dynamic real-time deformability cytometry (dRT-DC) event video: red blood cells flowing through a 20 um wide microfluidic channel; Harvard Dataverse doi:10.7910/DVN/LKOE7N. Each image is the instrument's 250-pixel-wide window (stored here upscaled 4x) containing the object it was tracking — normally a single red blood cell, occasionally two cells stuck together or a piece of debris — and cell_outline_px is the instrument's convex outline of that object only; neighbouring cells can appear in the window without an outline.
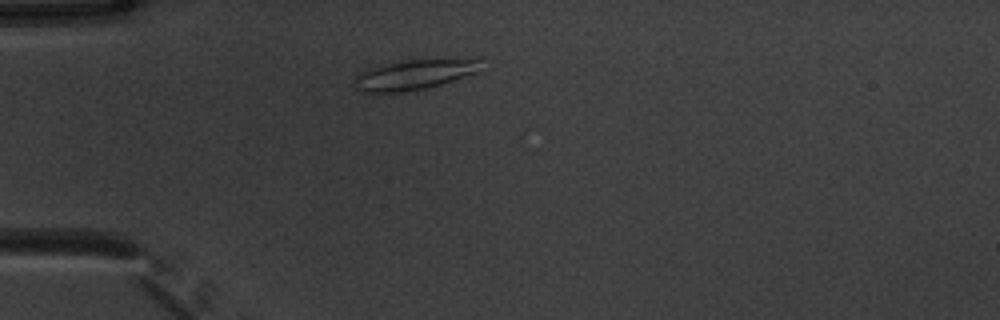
{"species": "common noctule bat (a hibernating species)", "species_latin": "Nyctalus noctula", "temperature_condition": "warm", "stored_images_in_passage": 9, "camera_frame_rate_fps": 3000, "um_per_image_px": 0.085, "animal": {"sex": "male", "body_mass_g": 20.1, "forearm_length_mm": 53.5}, "frame": {"image": 1, "passage_image": 1, "time_ms": 0.0, "image_size_px": [1000, 320], "cell_outline_px": [[484, 72], [440, 84], [424, 88], [400, 92], [360, 92], [356, 88], [352, 80], [360, 72], [368, 68], [380, 64], [400, 60], [476, 56], [484, 56]], "centroid_in_image_um": [35.42, 6.27], "position_along_channel_um": 49.6, "area_um2": 23.76}}
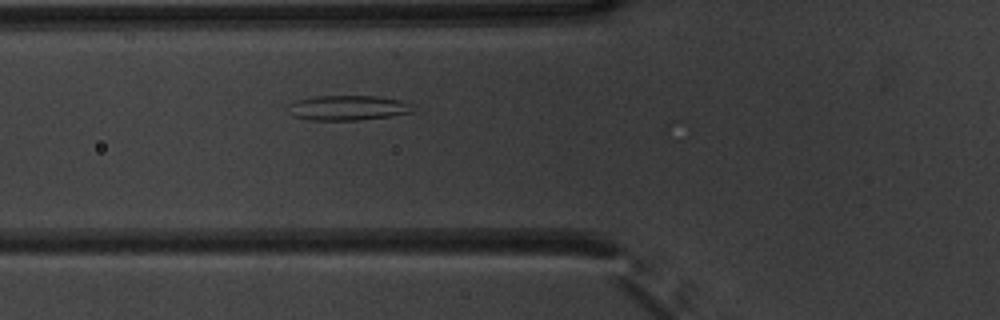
{"frame": {"image": 2, "passage_image": 6, "time_ms": 1.667, "image_size_px": [1000, 320], "cell_outline_px": [[412, 112], [388, 116], [360, 120], [308, 120], [292, 116], [288, 104], [296, 100], [316, 96], [376, 96], [400, 100], [412, 104]], "centroid_in_image_um": [29.54, 9.16], "position_along_channel_um": 96.3, "area_um2": 18.03}}